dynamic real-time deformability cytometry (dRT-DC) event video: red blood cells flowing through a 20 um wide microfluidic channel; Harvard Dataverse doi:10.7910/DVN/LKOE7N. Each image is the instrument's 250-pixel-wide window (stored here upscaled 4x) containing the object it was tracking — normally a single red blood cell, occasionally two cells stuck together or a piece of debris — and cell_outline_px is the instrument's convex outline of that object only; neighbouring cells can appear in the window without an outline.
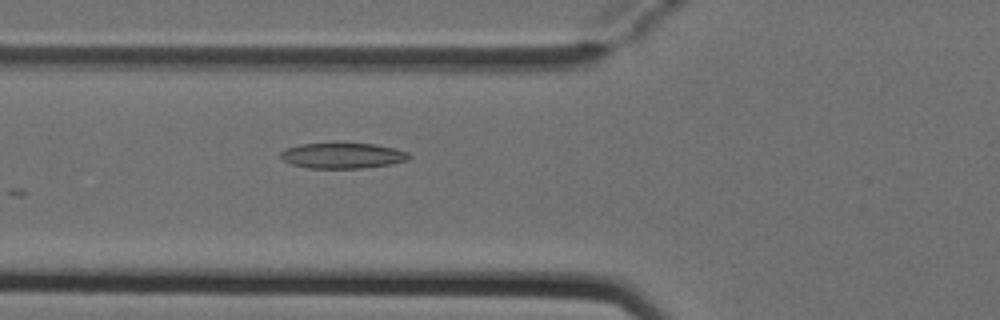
{"species": "Egyptian fruit bat (a non-hibernating species)", "species_latin": "Rousettus aegyptiacus", "temperature_condition": "cold", "stored_images_in_passage": 2, "camera_frame_rate_fps": 3000, "um_per_image_px": 0.085, "animal": {"sex": "female"}, "frame": {"image": 1, "passage_image": 2, "time_ms": 0.333, "image_size_px": [1000, 320], "cell_outline_px": [[412, 156], [408, 160], [392, 164], [364, 168], [308, 168], [292, 164], [284, 160], [280, 156], [280, 152], [284, 148], [300, 144], [376, 144], [408, 152]], "centroid_in_image_um": [29.13, 13.24], "position_along_channel_um": 96.7, "area_um2": 19.02}}